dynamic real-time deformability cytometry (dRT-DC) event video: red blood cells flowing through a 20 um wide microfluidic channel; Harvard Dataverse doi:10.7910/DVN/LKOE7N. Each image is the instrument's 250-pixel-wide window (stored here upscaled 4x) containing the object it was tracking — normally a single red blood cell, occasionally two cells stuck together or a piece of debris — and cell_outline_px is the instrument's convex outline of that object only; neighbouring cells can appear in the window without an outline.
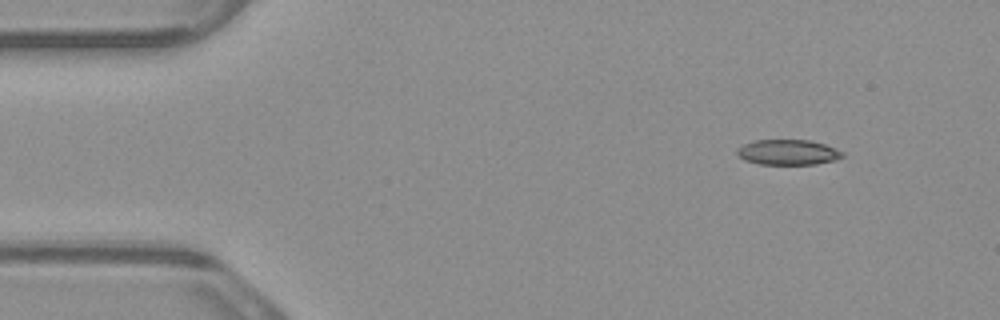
{"species": "common noctule bat (a hibernating species)", "species_latin": "Nyctalus noctula", "temperature_condition": "warm", "stored_images_in_passage": 3, "camera_frame_rate_fps": 3000, "um_per_image_px": 0.085, "animal": {"sex": "male", "body_mass_g": 23.1, "forearm_length_mm": 52.7}, "frame": {"image": 1, "passage_image": 1, "time_ms": 0.0, "image_size_px": [1000, 320], "cell_outline_px": [[844, 156], [836, 160], [816, 164], [760, 164], [744, 160], [736, 152], [736, 148], [744, 144], [756, 140], [812, 140], [836, 148], [844, 152]], "centroid_in_image_um": [67.0, 12.94], "position_along_channel_um": 18.0, "area_um2": 15.61}}